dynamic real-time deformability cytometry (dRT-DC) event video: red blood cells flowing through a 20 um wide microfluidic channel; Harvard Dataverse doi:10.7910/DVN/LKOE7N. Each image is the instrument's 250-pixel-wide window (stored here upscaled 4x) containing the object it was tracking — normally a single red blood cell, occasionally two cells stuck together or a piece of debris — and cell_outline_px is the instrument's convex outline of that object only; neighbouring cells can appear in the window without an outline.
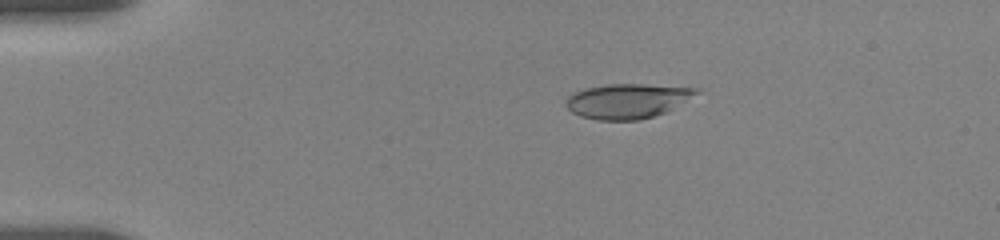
{"species": "human", "species_latin": "Homo sapiens", "temperature_condition": "room temperature", "stored_images_in_passage": 44, "camera_frame_rate_fps": 3000, "um_per_image_px": 0.085, "donor": {"sex": "female"}, "frame": {"image": 1, "passage_image": 1, "time_ms": 0.0, "image_size_px": [1000, 240], "cell_outline_px": [[700, 92], [664, 112], [652, 116], [636, 120], [596, 120], [580, 116], [572, 112], [568, 108], [568, 96], [572, 92], [584, 88], [608, 84], [644, 84], [700, 88]], "centroid_in_image_um": [53.3, 8.57], "position_along_channel_um": 31.7, "area_um2": 26.07}}
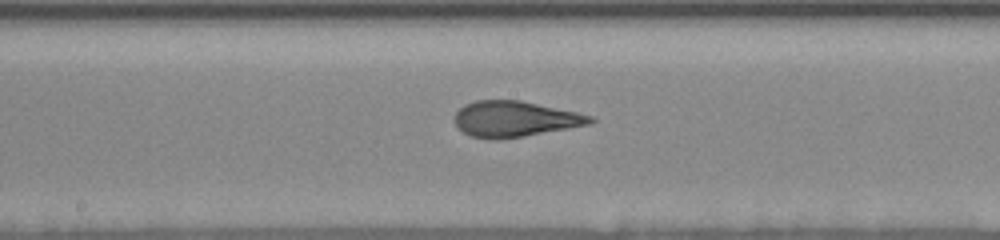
{"frame": {"image": 2, "passage_image": 19, "time_ms": 6.333, "image_size_px": [1000, 240], "cell_outline_px": [[596, 120], [592, 124], [524, 136], [500, 140], [496, 140], [472, 136], [464, 132], [452, 120], [456, 112], [464, 104], [476, 100], [520, 100], [576, 112], [592, 116]], "centroid_in_image_um": [43.75, 10.11], "position_along_channel_um": 204.4, "area_um2": 28.26}}
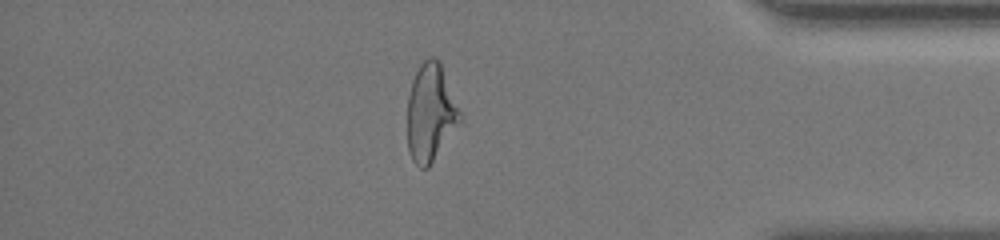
{"frame": {"image": 3, "passage_image": 37, "time_ms": 12.333, "image_size_px": [1000, 240], "cell_outline_px": [[460, 120], [428, 168], [420, 168], [412, 160], [408, 148], [408, 96], [412, 80], [420, 64], [428, 56], [432, 56], [440, 60], [460, 112]], "centroid_in_image_um": [36.57, 9.54], "position_along_channel_um": 398.6, "area_um2": 29.36}, "authors_computed_cell_mechanics": {"area_um2": 28.4954, "velocity_mm_per_s": 3.6686, "shape_relaxation_time_tau1_ms": 5.9836, "shape_relaxation_time_tau2_ms": 1.1286, "deformation_change_tau1": 0.2046, "deformation_change_tau2": 0.094}}